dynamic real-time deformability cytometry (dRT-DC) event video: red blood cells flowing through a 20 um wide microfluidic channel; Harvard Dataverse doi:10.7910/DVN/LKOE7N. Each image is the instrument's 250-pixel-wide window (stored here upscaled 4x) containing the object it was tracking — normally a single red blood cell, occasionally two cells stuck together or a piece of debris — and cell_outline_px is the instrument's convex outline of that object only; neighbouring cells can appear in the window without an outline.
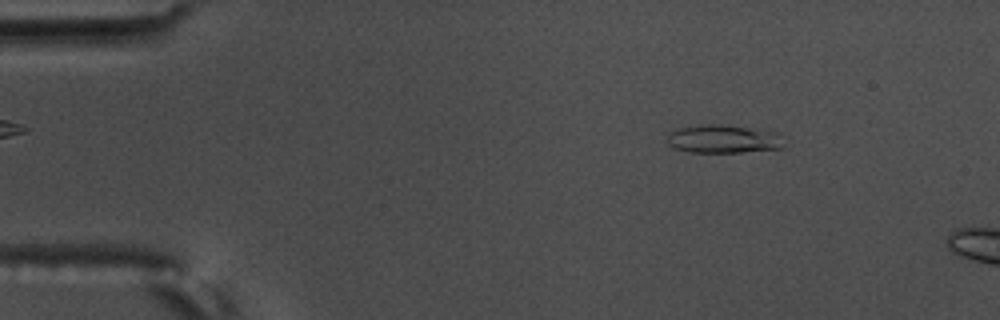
{"species": "common noctule bat (a hibernating species)", "species_latin": "Nyctalus noctula", "temperature_condition": "warm", "stored_images_in_passage": 14, "camera_frame_rate_fps": 3000, "um_per_image_px": 0.085, "animal": {"sex": "male", "body_mass_g": 17.5, "forearm_length_mm": 52.3}, "frame": {"image": 1, "passage_image": 8, "time_ms": 2.333, "image_size_px": [1000, 320], "cell_outline_px": [[784, 148], [740, 152], [692, 152], [676, 148], [668, 144], [664, 140], [668, 132], [680, 128], [700, 124], [720, 124], [776, 132], [784, 136]], "centroid_in_image_um": [61.48, 11.81], "position_along_channel_um": 23.5, "area_um2": 19.42}}